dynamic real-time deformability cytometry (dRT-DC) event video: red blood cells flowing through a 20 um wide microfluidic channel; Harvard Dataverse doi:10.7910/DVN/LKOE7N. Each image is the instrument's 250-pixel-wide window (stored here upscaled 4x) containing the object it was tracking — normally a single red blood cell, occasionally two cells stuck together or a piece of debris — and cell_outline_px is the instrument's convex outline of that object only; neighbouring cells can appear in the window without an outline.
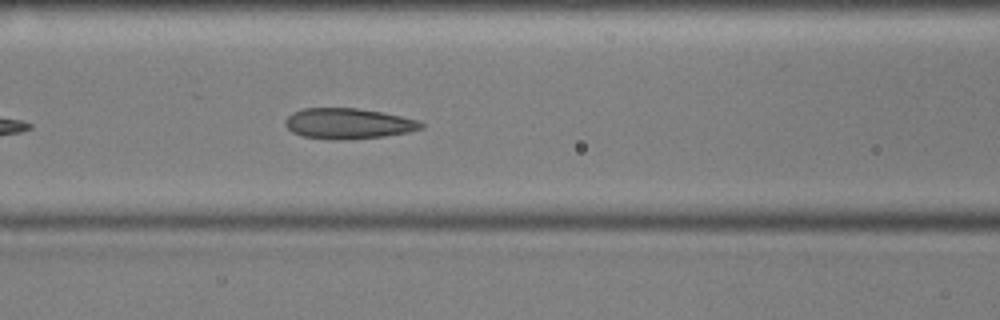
{"species": "common noctule bat (a hibernating species)", "species_latin": "Nyctalus noctula", "temperature_condition": "cold", "stored_images_in_passage": 41, "camera_frame_rate_fps": 3000, "um_per_image_px": 0.085, "animal": {"sex": "male", "body_mass_g": 17.9, "forearm_length_mm": 54.2}, "frame": {"image": 1, "passage_image": 10, "time_ms": 3.0, "image_size_px": [1000, 320], "cell_outline_px": [[424, 128], [408, 132], [384, 136], [344, 140], [332, 140], [304, 136], [292, 132], [284, 124], [284, 120], [292, 112], [304, 108], [356, 108], [380, 112], [420, 120], [424, 124]], "centroid_in_image_um": [29.59, 10.5], "position_along_channel_um": 137.0, "area_um2": 24.28}}
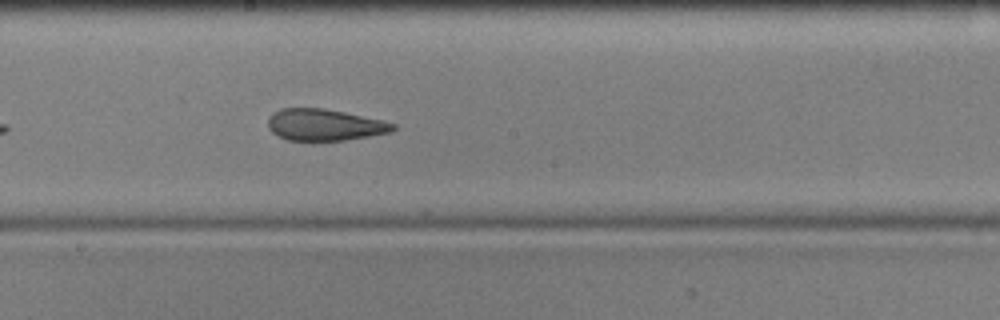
{"frame": {"image": 2, "passage_image": 17, "time_ms": 5.333, "image_size_px": [1000, 320], "cell_outline_px": [[396, 128], [392, 132], [344, 140], [312, 144], [288, 140], [276, 136], [268, 128], [268, 120], [272, 112], [280, 108], [324, 108], [344, 112], [380, 120], [396, 124]], "centroid_in_image_um": [27.52, 10.65], "position_along_channel_um": 220.7, "area_um2": 23.76}}
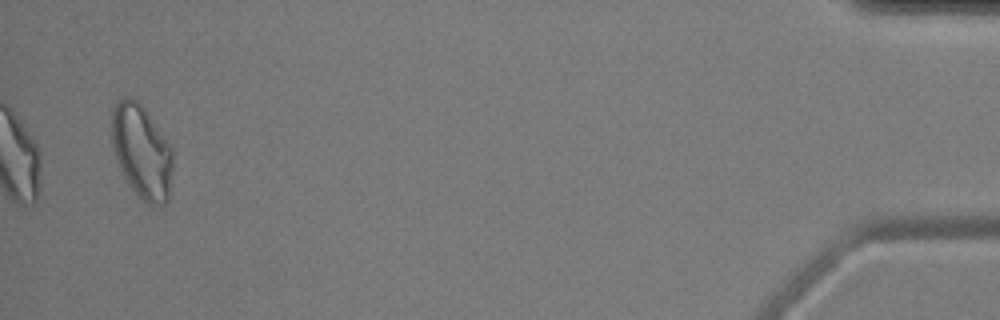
{"frame": {"image": 3, "passage_image": 41, "time_ms": 13.333, "image_size_px": [1000, 320], "cell_outline_px": [[172, 168], [168, 200], [164, 204], [152, 208], [128, 184], [120, 168], [112, 144], [112, 108], [116, 100], [124, 96], [132, 96], [144, 108], [164, 136], [172, 148]], "centroid_in_image_um": [12.04, 12.87], "position_along_channel_um": 423.2, "area_um2": 33.29}, "authors_computed_cell_mechanics": {"area_um2": 24.3916, "velocity_mm_per_s": 3.5823, "shape_relaxation_time_tau1_ms": 7.4869, "shape_relaxation_time_tau2_ms": 2.3154, "deformation_change_tau1": 0.1616, "deformation_change_tau2": 0.0922}}